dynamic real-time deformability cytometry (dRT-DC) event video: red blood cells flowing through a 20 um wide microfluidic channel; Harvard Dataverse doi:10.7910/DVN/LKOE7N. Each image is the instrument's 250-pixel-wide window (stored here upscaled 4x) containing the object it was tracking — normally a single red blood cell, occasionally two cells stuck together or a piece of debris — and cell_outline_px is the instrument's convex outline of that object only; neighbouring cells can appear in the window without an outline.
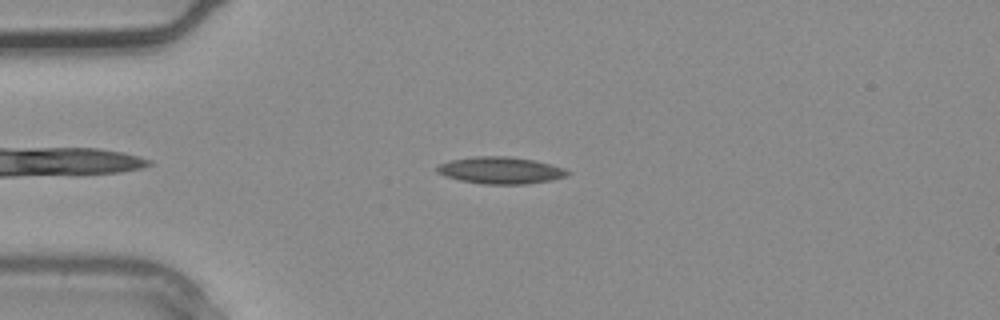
{"species": "common noctule bat (a hibernating species)", "species_latin": "Nyctalus noctula", "temperature_condition": "warm", "stored_images_in_passage": 2, "camera_frame_rate_fps": 3000, "um_per_image_px": 0.085, "animal": {"sex": "male", "body_mass_g": 20.4}, "frame": {"image": 1, "passage_image": 1, "time_ms": 0.0, "image_size_px": [1000, 320], "cell_outline_px": [[572, 172], [564, 176], [552, 180], [524, 184], [480, 184], [460, 180], [444, 176], [436, 172], [436, 164], [448, 160], [476, 156], [508, 156], [532, 160], [564, 168]], "centroid_in_image_um": [42.47, 14.48], "position_along_channel_um": 42.5, "area_um2": 20.52}}
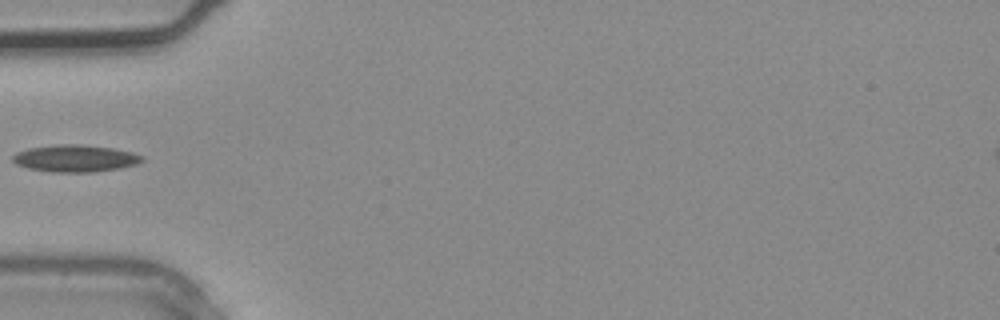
{"frame": {"image": 2, "passage_image": 2, "time_ms": 0.333, "image_size_px": [1000, 320], "cell_outline_px": [[144, 160], [136, 164], [120, 168], [92, 172], [52, 172], [28, 168], [16, 164], [12, 160], [12, 156], [16, 152], [28, 148], [56, 144], [80, 144], [112, 148], [132, 152], [144, 156]], "centroid_in_image_um": [6.38, 13.45], "position_along_channel_um": 78.6, "area_um2": 20.46}}